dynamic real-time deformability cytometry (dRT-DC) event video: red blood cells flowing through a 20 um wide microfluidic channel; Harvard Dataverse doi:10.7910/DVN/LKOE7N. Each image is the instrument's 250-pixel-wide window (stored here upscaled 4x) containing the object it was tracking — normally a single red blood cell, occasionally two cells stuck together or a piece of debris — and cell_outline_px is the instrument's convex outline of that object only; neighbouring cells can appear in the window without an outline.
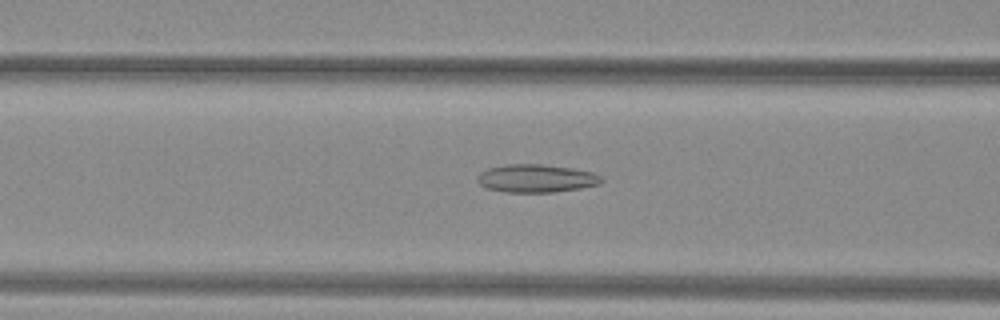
{"species": "common noctule bat (a hibernating species)", "species_latin": "Nyctalus noctula", "temperature_condition": "warm", "stored_images_in_passage": 50, "camera_frame_rate_fps": 3000, "um_per_image_px": 0.085, "animal": {"sex": "female", "body_mass_g": 29.2, "forearm_length_mm": 56.3}, "frame": {"image": 1, "passage_image": 20, "time_ms": 6.333, "image_size_px": [1000, 320], "cell_outline_px": [[604, 180], [600, 184], [580, 188], [552, 192], [504, 192], [488, 188], [480, 184], [476, 180], [476, 176], [480, 172], [488, 168], [508, 164], [540, 164], [572, 168], [592, 172], [600, 176]], "centroid_in_image_um": [45.56, 15.16], "position_along_channel_um": 121.0, "area_um2": 20.23}}
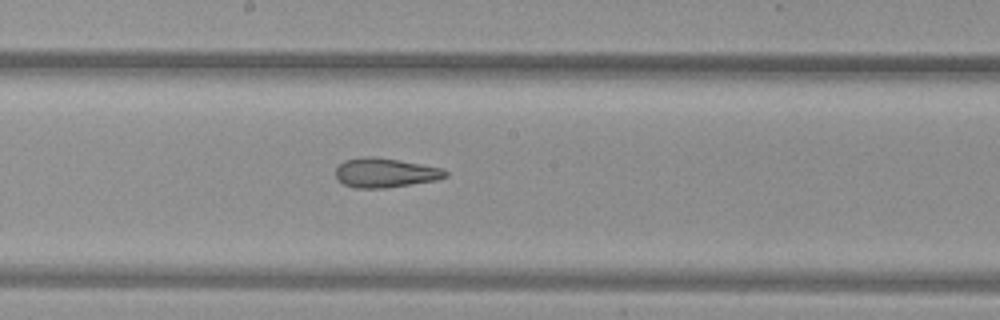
{"frame": {"image": 2, "passage_image": 27, "time_ms": 8.667, "image_size_px": [1000, 320], "cell_outline_px": [[448, 176], [436, 180], [384, 188], [356, 188], [344, 184], [336, 180], [336, 168], [344, 160], [364, 156], [376, 156], [400, 160], [444, 168], [448, 172]], "centroid_in_image_um": [32.74, 14.67], "position_along_channel_um": 215.5, "area_um2": 18.96}}
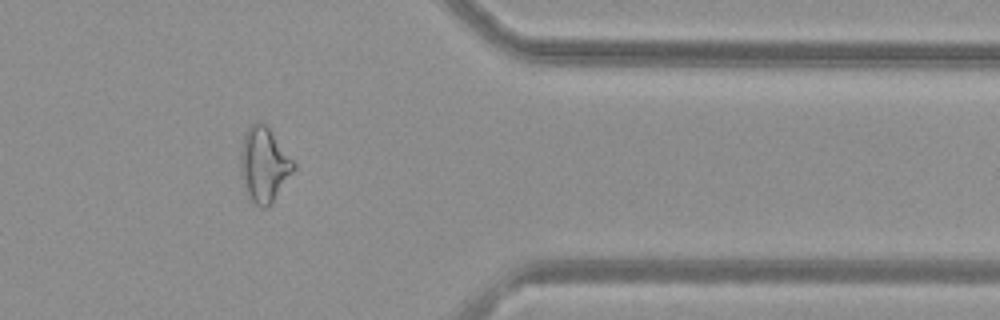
{"frame": {"image": 3, "passage_image": 41, "time_ms": 13.333, "image_size_px": [1000, 320], "cell_outline_px": [[296, 168], [268, 208], [260, 208], [248, 200], [240, 176], [240, 152], [244, 136], [248, 128], [256, 120], [264, 124], [272, 132], [296, 164]], "centroid_in_image_um": [22.42, 14.05], "position_along_channel_um": 389.0, "area_um2": 23.35}, "authors_computed_cell_mechanics": {"area_um2": 22.6865, "velocity_mm_per_s": 4.0429, "shape_relaxation_time_tau1_ms": null, "shape_relaxation_time_tau2_ms": 2.4889, "deformation_change_tau1": null, "deformation_change_tau2": 0.1221}}